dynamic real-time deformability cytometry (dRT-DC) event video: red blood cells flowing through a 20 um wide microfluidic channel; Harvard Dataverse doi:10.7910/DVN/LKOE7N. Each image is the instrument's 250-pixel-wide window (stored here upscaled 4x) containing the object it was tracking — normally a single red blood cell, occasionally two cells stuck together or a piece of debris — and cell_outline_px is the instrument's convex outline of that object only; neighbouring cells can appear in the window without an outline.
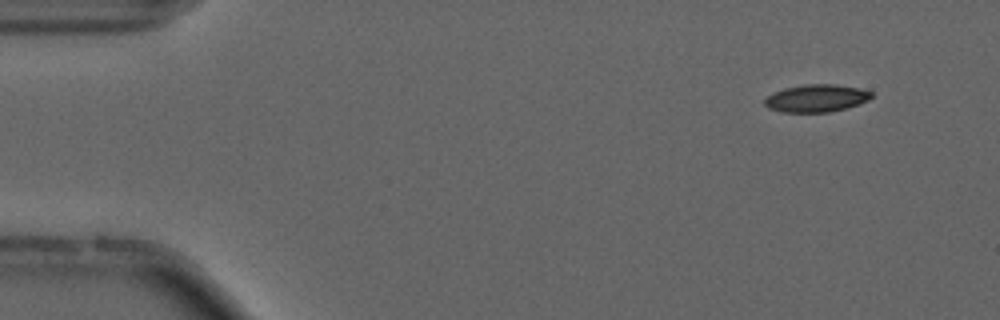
{"species": "common noctule bat (a hibernating species)", "species_latin": "Nyctalus noctula", "temperature_condition": "cold", "stored_images_in_passage": 53, "camera_frame_rate_fps": 3000, "um_per_image_px": 0.085, "animal": {"sex": "male", "forearm_length_mm": 52.5}, "frame": {"image": 1, "passage_image": 3, "time_ms": 0.667, "image_size_px": [1000, 320], "cell_outline_px": [[872, 96], [868, 100], [860, 104], [848, 108], [828, 112], [784, 112], [768, 108], [764, 104], [764, 100], [772, 92], [784, 88], [804, 84], [836, 84], [860, 88], [872, 92]], "centroid_in_image_um": [69.4, 8.34], "position_along_channel_um": 15.6, "area_um2": 17.28}}
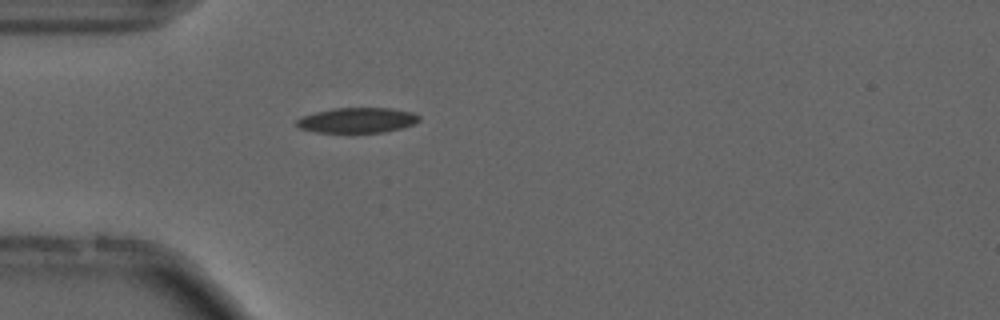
{"frame": {"image": 2, "passage_image": 14, "time_ms": 4.333, "image_size_px": [1000, 320], "cell_outline_px": [[420, 120], [416, 124], [384, 132], [316, 132], [300, 128], [296, 124], [296, 120], [304, 116], [316, 112], [332, 108], [392, 108], [412, 112], [420, 116]], "centroid_in_image_um": [30.41, 10.21], "position_along_channel_um": 54.6, "area_um2": 17.92}}
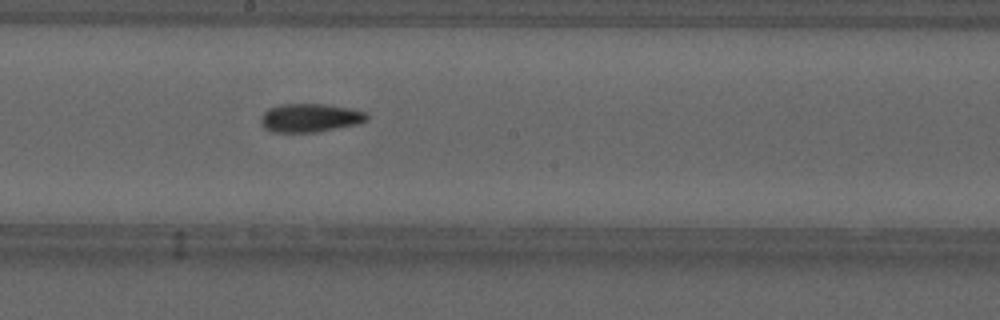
{"frame": {"image": 3, "passage_image": 28, "time_ms": 9.0, "image_size_px": [1000, 320], "cell_outline_px": [[368, 120], [356, 124], [316, 132], [272, 132], [264, 128], [260, 124], [260, 116], [268, 108], [280, 104], [324, 104], [348, 108], [364, 112], [368, 116]], "centroid_in_image_um": [26.29, 10.02], "position_along_channel_um": 221.9, "area_um2": 17.57}, "authors_computed_cell_mechanics": {"area_um2": 17.4556, "velocity_mm_per_s": 3.722, "shape_relaxation_time_tau1_ms": null, "shape_relaxation_time_tau2_ms": 10.2475, "deformation_change_tau1": null, "deformation_change_tau2": 0.192}}